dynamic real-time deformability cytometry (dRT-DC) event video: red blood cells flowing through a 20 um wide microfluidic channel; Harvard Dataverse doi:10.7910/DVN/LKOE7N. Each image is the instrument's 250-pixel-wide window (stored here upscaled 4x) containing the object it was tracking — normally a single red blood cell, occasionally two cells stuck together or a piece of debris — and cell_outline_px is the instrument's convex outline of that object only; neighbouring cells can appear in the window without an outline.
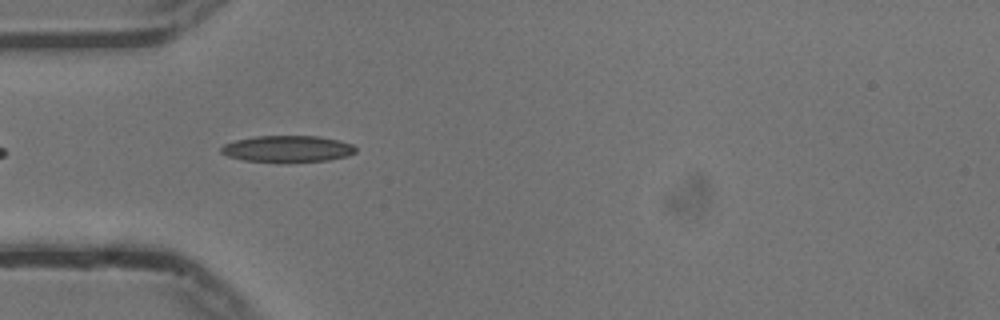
{"species": "common noctule bat (a hibernating species)", "species_latin": "Nyctalus noctula", "temperature_condition": "cold", "stored_images_in_passage": 20, "camera_frame_rate_fps": 3000, "um_per_image_px": 0.085, "animal": {"sex": "male", "body_mass_g": 13.3}, "frame": {"image": 1, "passage_image": 1, "time_ms": 0.0, "image_size_px": [1000, 320], "cell_outline_px": [[356, 152], [348, 156], [328, 160], [288, 164], [244, 160], [228, 156], [220, 152], [220, 148], [224, 144], [236, 140], [256, 136], [316, 136], [336, 140], [352, 144], [356, 148]], "centroid_in_image_um": [24.43, 12.68], "position_along_channel_um": 60.6, "area_um2": 21.21}}
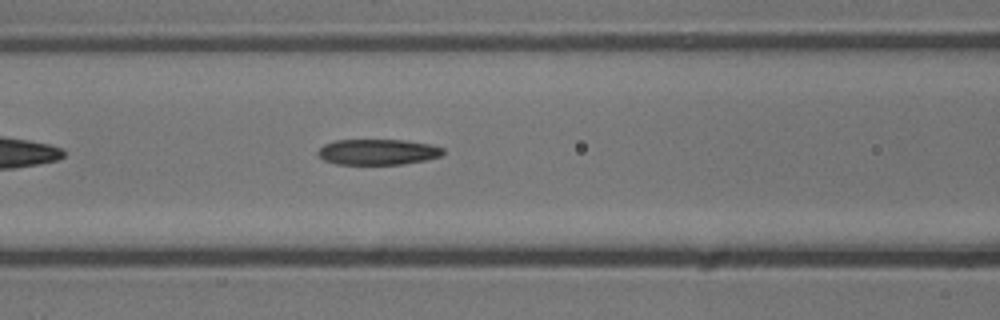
{"frame": {"image": 2, "passage_image": 7, "time_ms": 2.0, "image_size_px": [1000, 320], "cell_outline_px": [[444, 152], [440, 156], [428, 160], [404, 164], [336, 164], [324, 160], [316, 152], [324, 144], [336, 140], [404, 140], [432, 144], [444, 148]], "centroid_in_image_um": [32.15, 12.91], "position_along_channel_um": 134.5, "area_um2": 18.84}}
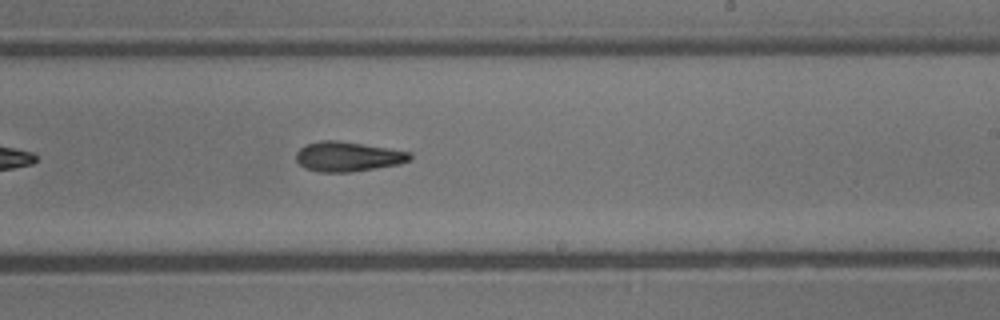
{"frame": {"image": 3, "passage_image": 17, "time_ms": 5.333, "image_size_px": [1000, 320], "cell_outline_px": [[412, 160], [400, 164], [352, 172], [320, 172], [304, 168], [296, 160], [296, 152], [304, 144], [320, 140], [336, 140], [412, 152]], "centroid_in_image_um": [29.56, 13.31], "position_along_channel_um": 259.4, "area_um2": 19.88}}